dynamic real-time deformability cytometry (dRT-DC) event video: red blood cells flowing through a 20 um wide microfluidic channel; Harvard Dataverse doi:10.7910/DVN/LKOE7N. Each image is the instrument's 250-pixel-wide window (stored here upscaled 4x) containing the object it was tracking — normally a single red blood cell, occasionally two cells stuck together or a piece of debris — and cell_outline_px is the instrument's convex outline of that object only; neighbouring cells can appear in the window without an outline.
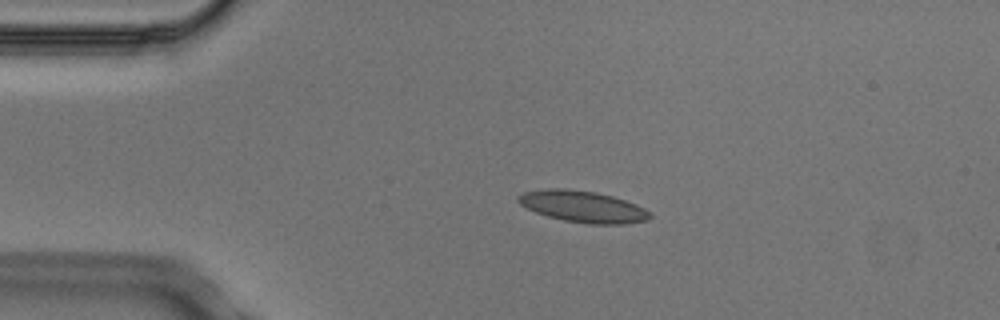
{"species": "Egyptian fruit bat (a non-hibernating species)", "species_latin": "Rousettus aegyptiacus", "temperature_condition": "cold", "stored_images_in_passage": 3, "camera_frame_rate_fps": 3000, "um_per_image_px": 0.085, "animal": {"sex": "male"}, "frame": {"image": 1, "passage_image": 2, "time_ms": 0.333, "image_size_px": [1000, 320], "cell_outline_px": [[652, 216], [648, 220], [624, 224], [588, 224], [564, 220], [548, 216], [536, 212], [520, 204], [516, 200], [516, 196], [524, 192], [548, 188], [568, 188], [596, 192], [612, 196], [636, 204], [652, 212]], "centroid_in_image_um": [49.56, 17.55], "position_along_channel_um": 35.4, "area_um2": 24.28}}